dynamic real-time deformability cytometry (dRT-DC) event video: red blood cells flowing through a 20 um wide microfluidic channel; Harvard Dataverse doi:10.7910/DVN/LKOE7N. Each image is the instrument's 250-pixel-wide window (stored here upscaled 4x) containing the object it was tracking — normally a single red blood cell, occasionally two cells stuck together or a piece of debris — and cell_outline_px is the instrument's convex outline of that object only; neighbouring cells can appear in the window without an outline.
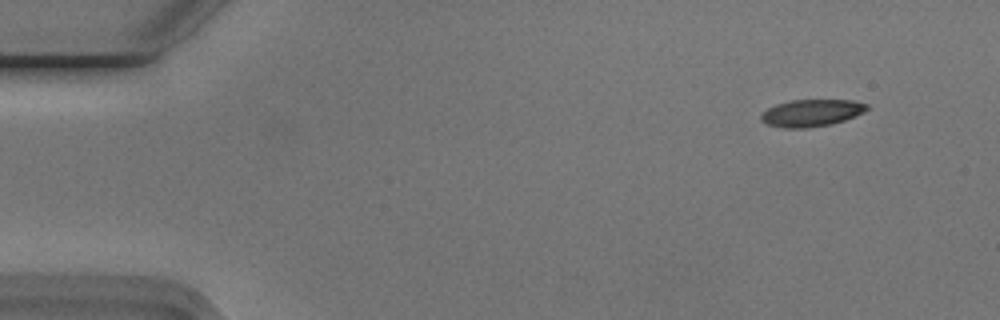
{"species": "Egyptian fruit bat (a non-hibernating species)", "species_latin": "Rousettus aegyptiacus", "temperature_condition": "cold", "stored_images_in_passage": 51, "camera_frame_rate_fps": 3000, "um_per_image_px": 0.085, "animal": {"sex": "male"}, "frame": {"image": 1, "passage_image": 1, "time_ms": 0.0, "image_size_px": [1000, 320], "cell_outline_px": [[872, 108], [856, 116], [844, 120], [828, 124], [804, 128], [784, 128], [768, 124], [760, 120], [760, 116], [768, 108], [776, 104], [792, 100], [852, 100], [868, 104]], "centroid_in_image_um": [69.01, 9.59], "position_along_channel_um": 16.0, "area_um2": 16.65}}
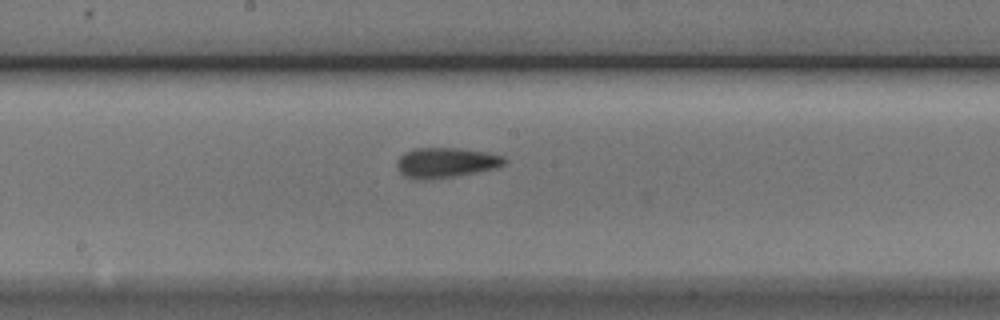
{"frame": {"image": 2, "passage_image": 25, "time_ms": 8.0, "image_size_px": [1000, 320], "cell_outline_px": [[504, 164], [496, 168], [452, 176], [416, 180], [404, 176], [400, 172], [396, 164], [396, 160], [404, 152], [412, 148], [456, 148], [488, 152], [504, 156]], "centroid_in_image_um": [37.85, 13.8], "position_along_channel_um": 210.4, "area_um2": 18.67}}
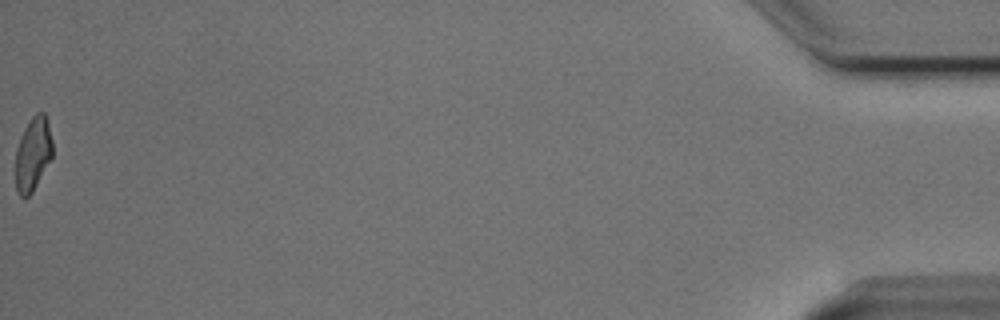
{"frame": {"image": 3, "passage_image": 51, "time_ms": 16.667, "image_size_px": [1000, 320], "cell_outline_px": [[52, 156], [32, 192], [24, 200], [20, 196], [16, 188], [16, 148], [20, 136], [24, 128], [32, 116], [36, 112], [44, 112], [48, 120], [52, 140]], "centroid_in_image_um": [2.79, 13.06], "position_along_channel_um": 432.4, "area_um2": 15.9}, "authors_computed_cell_mechanics": {"area_um2": 17.6868, "velocity_mm_per_s": 3.7607, "shape_relaxation_time_tau1_ms": 4.1974, "shape_relaxation_time_tau2_ms": 2.4917, "deformation_change_tau1": 0.1495, "deformation_change_tau2": 0.0894}}